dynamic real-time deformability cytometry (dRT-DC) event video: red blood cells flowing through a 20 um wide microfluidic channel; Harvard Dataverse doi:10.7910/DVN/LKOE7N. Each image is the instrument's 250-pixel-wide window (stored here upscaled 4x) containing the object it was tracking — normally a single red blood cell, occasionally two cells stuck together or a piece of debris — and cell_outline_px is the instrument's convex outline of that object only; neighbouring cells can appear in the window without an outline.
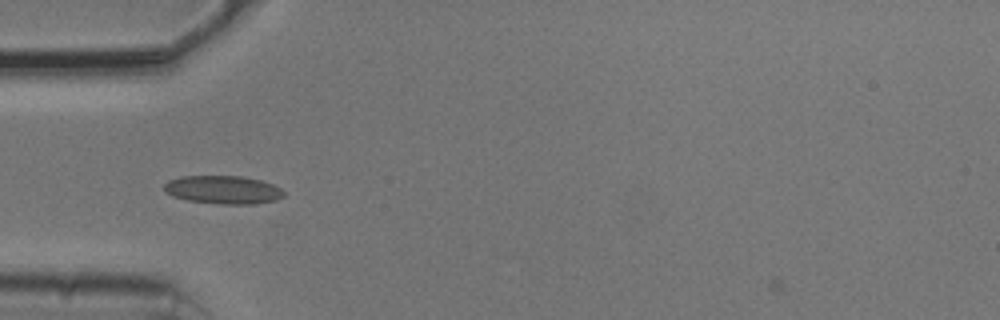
{"species": "common noctule bat (a hibernating species)", "species_latin": "Nyctalus noctula", "temperature_condition": "cold", "stored_images_in_passage": 38, "camera_frame_rate_fps": 3000, "um_per_image_px": 0.085, "animal": {"sex": "male", "body_mass_g": 20.5, "forearm_length_mm": 52.5}, "frame": {"image": 1, "passage_image": 1, "time_ms": 0.0, "image_size_px": [1000, 320], "cell_outline_px": [[284, 196], [276, 200], [256, 204], [220, 204], [188, 200], [172, 196], [164, 192], [164, 184], [168, 180], [184, 176], [244, 176], [260, 180], [272, 184], [280, 188], [284, 192]], "centroid_in_image_um": [18.96, 16.13], "position_along_channel_um": 66.0, "area_um2": 19.77}}
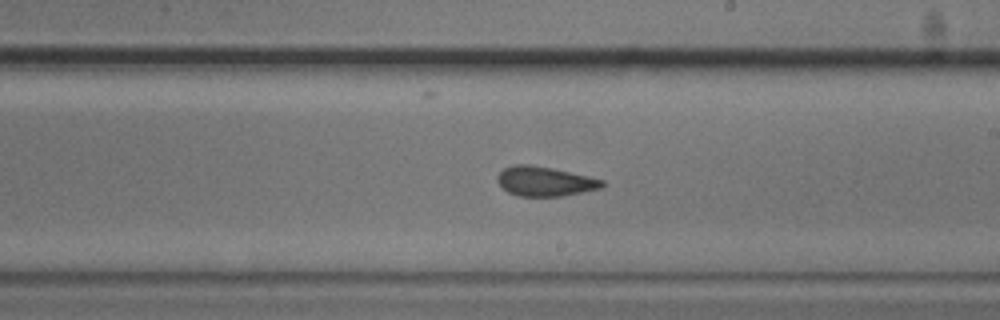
{"frame": {"image": 2, "passage_image": 15, "time_ms": 4.667, "image_size_px": [1000, 320], "cell_outline_px": [[604, 188], [564, 196], [520, 196], [508, 192], [496, 180], [496, 176], [504, 168], [512, 164], [528, 164], [552, 168], [588, 176], [604, 180]], "centroid_in_image_um": [46.33, 15.41], "position_along_channel_um": 242.7, "area_um2": 18.15}}
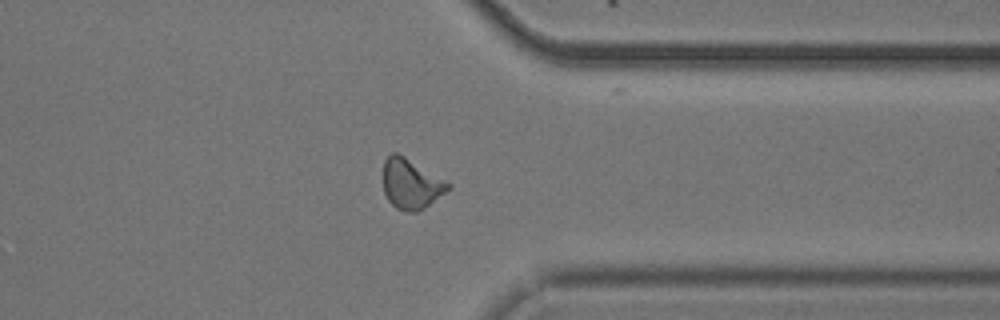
{"frame": {"image": 3, "passage_image": 26, "time_ms": 8.333, "image_size_px": [1000, 320], "cell_outline_px": [[452, 188], [424, 208], [416, 212], [408, 212], [396, 208], [388, 200], [384, 192], [384, 160], [392, 152], [396, 152], [404, 156], [452, 184]], "centroid_in_image_um": [34.95, 15.64], "position_along_channel_um": 376.4, "area_um2": 18.84}, "authors_computed_cell_mechanics": {"area_um2": 18.2648, "velocity_mm_per_s": 3.776, "shape_relaxation_time_tau1_ms": null, "shape_relaxation_time_tau2_ms": 1.6187, "deformation_change_tau1": null, "deformation_change_tau2": 0.0596}}